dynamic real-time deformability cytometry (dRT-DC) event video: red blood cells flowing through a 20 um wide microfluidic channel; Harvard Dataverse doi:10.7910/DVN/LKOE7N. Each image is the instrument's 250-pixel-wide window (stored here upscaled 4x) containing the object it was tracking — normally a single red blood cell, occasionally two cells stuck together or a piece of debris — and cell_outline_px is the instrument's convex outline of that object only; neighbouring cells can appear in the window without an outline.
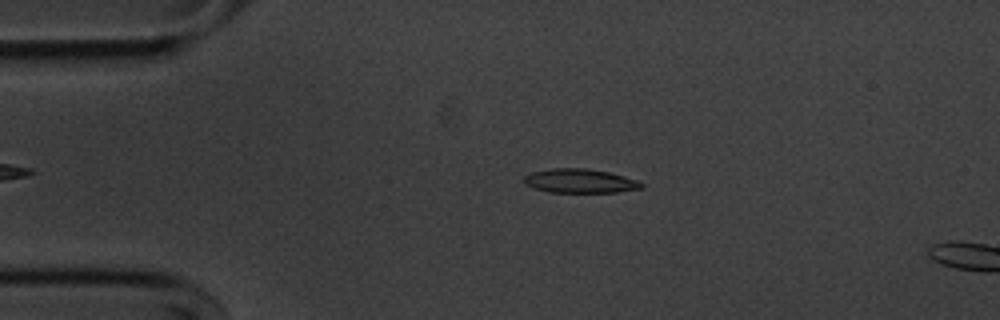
{"species": "common noctule bat (a hibernating species)", "species_latin": "Nyctalus noctula", "temperature_condition": "cold", "stored_images_in_passage": 10, "camera_frame_rate_fps": 3000, "um_per_image_px": 0.085, "animal": {"sex": "male", "body_mass_g": 20.1, "forearm_length_mm": 53.5}, "frame": {"image": 1, "passage_image": 7, "time_ms": 2.0, "image_size_px": [1000, 320], "cell_outline_px": [[644, 188], [616, 192], [548, 192], [524, 184], [524, 176], [532, 172], [552, 168], [588, 168], [608, 172], [624, 176], [636, 180], [644, 184]], "centroid_in_image_um": [49.3, 15.38], "position_along_channel_um": 35.7, "area_um2": 16.42}}